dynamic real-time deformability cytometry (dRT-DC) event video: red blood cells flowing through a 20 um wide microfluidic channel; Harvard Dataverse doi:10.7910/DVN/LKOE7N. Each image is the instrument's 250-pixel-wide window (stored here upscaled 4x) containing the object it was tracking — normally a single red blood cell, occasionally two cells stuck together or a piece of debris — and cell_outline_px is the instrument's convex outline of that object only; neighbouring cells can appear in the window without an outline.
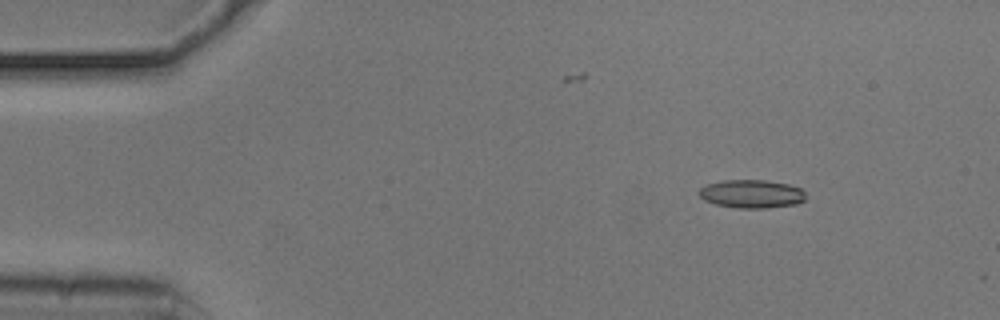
{"species": "common noctule bat (a hibernating species)", "species_latin": "Nyctalus noctula", "temperature_condition": "cold", "stored_images_in_passage": 53, "camera_frame_rate_fps": 3000, "um_per_image_px": 0.085, "animal": {"sex": "male", "body_mass_g": 20.5, "forearm_length_mm": 52.5}, "frame": {"image": 1, "passage_image": 6, "time_ms": 1.667, "image_size_px": [1000, 320], "cell_outline_px": [[804, 200], [796, 204], [764, 208], [736, 208], [716, 204], [704, 200], [696, 192], [700, 188], [708, 184], [724, 180], [764, 180], [788, 184], [800, 188], [804, 192]], "centroid_in_image_um": [63.85, 16.48], "position_along_channel_um": 21.1, "area_um2": 17.51}}
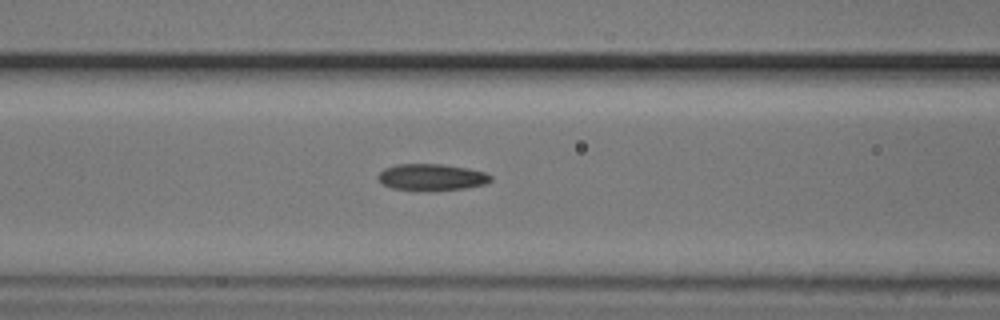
{"frame": {"image": 2, "passage_image": 21, "time_ms": 6.667, "image_size_px": [1000, 320], "cell_outline_px": [[492, 180], [484, 184], [464, 188], [432, 192], [428, 192], [392, 188], [384, 184], [376, 176], [384, 168], [396, 164], [444, 164], [468, 168], [484, 172], [492, 176]], "centroid_in_image_um": [36.68, 15.07], "position_along_channel_um": 129.9, "area_um2": 17.74}}
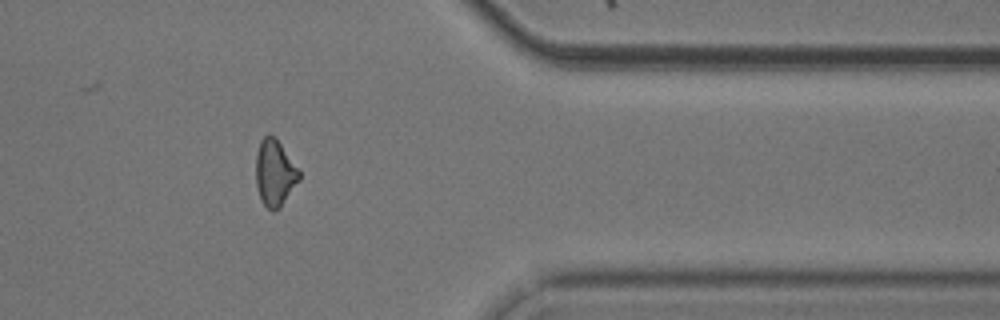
{"frame": {"image": 3, "passage_image": 43, "time_ms": 14.0, "image_size_px": [1000, 320], "cell_outline_px": [[300, 180], [280, 208], [272, 212], [260, 200], [256, 184], [256, 152], [260, 140], [268, 132], [276, 136], [300, 172]], "centroid_in_image_um": [23.34, 14.68], "position_along_channel_um": 388.1, "area_um2": 17.05}, "authors_computed_cell_mechanics": {"area_um2": 17.051, "velocity_mm_per_s": 3.7515, "shape_relaxation_time_tau1_ms": null, "shape_relaxation_time_tau2_ms": 2.9738, "deformation_change_tau1": null, "deformation_change_tau2": 0.0957}}